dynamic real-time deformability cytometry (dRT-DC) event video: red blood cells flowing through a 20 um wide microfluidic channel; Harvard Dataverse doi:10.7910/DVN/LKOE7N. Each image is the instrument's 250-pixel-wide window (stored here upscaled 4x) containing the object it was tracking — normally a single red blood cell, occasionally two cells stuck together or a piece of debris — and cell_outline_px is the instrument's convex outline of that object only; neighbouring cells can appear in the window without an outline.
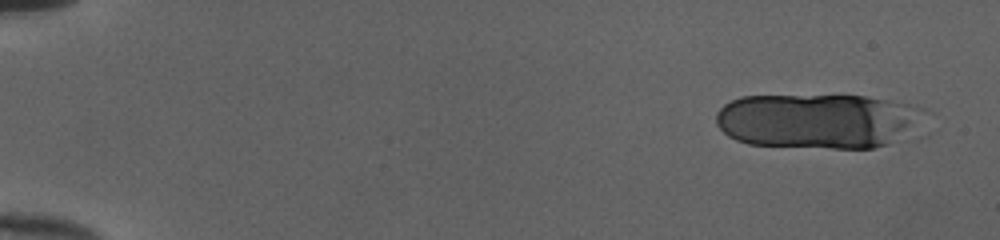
{"species": "human", "species_latin": "Homo sapiens", "temperature_condition": "cold", "stored_images_in_passage": 19, "camera_frame_rate_fps": 3000, "um_per_image_px": 0.085, "donor": {"sex": "female"}, "frame": {"image": 1, "passage_image": 3, "time_ms": 0.667, "image_size_px": [1000, 240], "cell_outline_px": [[924, 108], [888, 144], [872, 148], [832, 148], [748, 144], [736, 140], [728, 136], [716, 124], [716, 112], [724, 104], [740, 96], [864, 96], [888, 100], [908, 104]], "centroid_in_image_um": [69.27, 10.26], "position_along_channel_um": 15.7, "area_um2": 64.79}}